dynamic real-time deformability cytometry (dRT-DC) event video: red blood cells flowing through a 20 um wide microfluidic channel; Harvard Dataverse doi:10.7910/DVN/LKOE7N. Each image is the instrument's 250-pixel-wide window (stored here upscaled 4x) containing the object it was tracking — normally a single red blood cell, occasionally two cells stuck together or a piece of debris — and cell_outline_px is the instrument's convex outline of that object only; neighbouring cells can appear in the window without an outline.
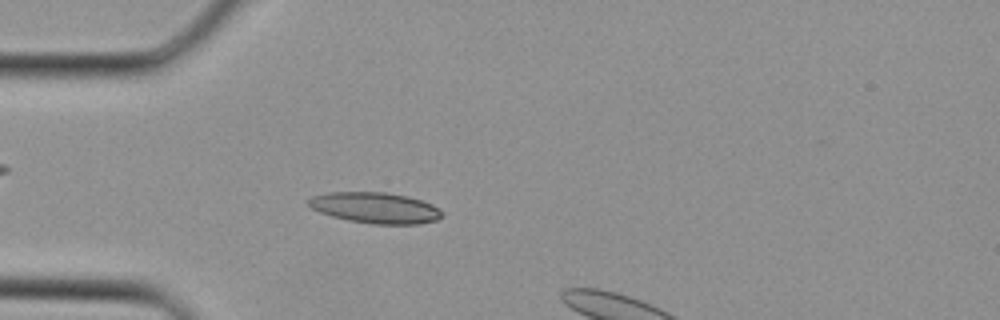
{"species": "Egyptian fruit bat (a non-hibernating species)", "species_latin": "Rousettus aegyptiacus", "temperature_condition": "cold", "stored_images_in_passage": 7, "camera_frame_rate_fps": 3000, "um_per_image_px": 0.085, "animal": {"sex": "female"}, "frame": {"image": 1, "passage_image": 4, "time_ms": 1.0, "image_size_px": [1000, 320], "cell_outline_px": [[440, 216], [436, 220], [420, 224], [372, 224], [348, 220], [332, 216], [320, 212], [312, 208], [308, 204], [308, 200], [312, 196], [332, 192], [384, 192], [404, 196], [420, 200], [432, 204], [440, 212]], "centroid_in_image_um": [31.86, 17.67], "position_along_channel_um": 53.1, "area_um2": 23.64}}